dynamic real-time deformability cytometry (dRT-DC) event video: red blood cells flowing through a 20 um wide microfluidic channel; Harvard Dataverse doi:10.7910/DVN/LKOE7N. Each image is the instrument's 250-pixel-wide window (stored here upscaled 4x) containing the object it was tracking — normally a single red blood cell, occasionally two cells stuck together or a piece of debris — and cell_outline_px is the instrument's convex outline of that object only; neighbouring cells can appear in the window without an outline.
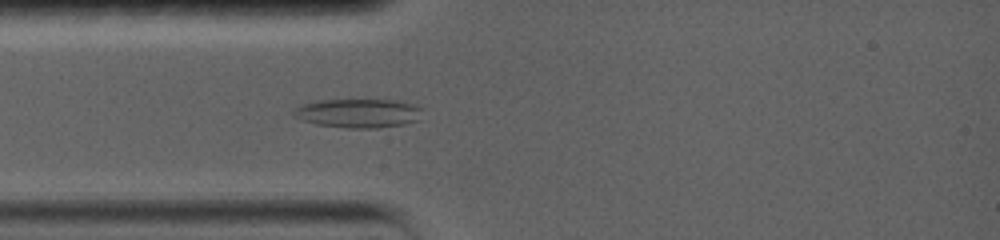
{"species": "common noctule bat (a hibernating species)", "species_latin": "Nyctalus noctula", "temperature_condition": "warm", "stored_images_in_passage": 69, "camera_frame_rate_fps": 5000, "um_per_image_px": 0.085, "animal": {"sex": "female", "body_mass_g": 19.0, "forearm_length_mm": 56.7}, "frame": {"image": 1, "passage_image": 14, "time_ms": 2.6, "image_size_px": [1000, 240], "cell_outline_px": [[420, 108], [416, 120], [404, 124], [380, 128], [348, 128], [316, 124], [292, 116], [292, 112], [296, 104], [316, 100], [396, 100], [412, 104]], "centroid_in_image_um": [30.33, 9.61], "position_along_channel_um": 54.7, "area_um2": 21.68}}
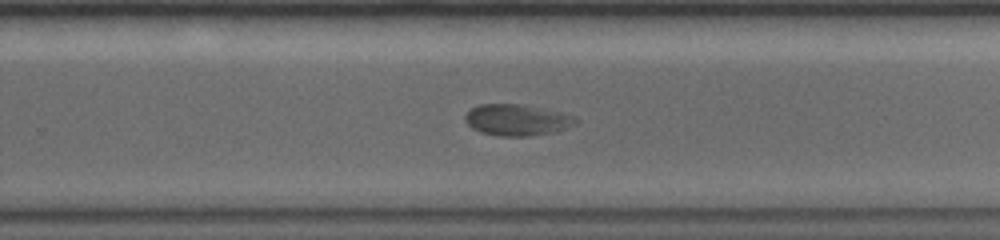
{"frame": {"image": 2, "passage_image": 39, "time_ms": 7.6, "image_size_px": [1000, 240], "cell_outline_px": [[580, 120], [576, 124], [556, 132], [528, 136], [496, 136], [480, 132], [472, 128], [464, 120], [464, 116], [472, 108], [480, 104], [520, 104], [560, 112], [576, 116]], "centroid_in_image_um": [43.96, 10.2], "position_along_channel_um": 285.8, "area_um2": 20.29}}
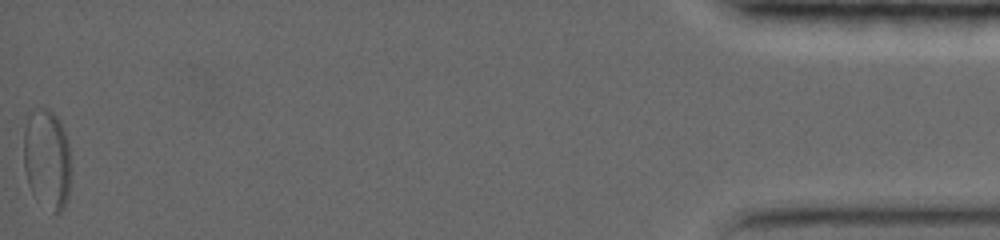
{"frame": {"image": 3, "passage_image": 69, "time_ms": 13.6, "image_size_px": [1000, 240], "cell_outline_px": [[72, 172], [68, 196], [64, 208], [60, 212], [52, 212], [32, 192], [28, 184], [24, 168], [24, 116], [28, 112], [44, 108], [52, 112], [60, 120], [68, 140]], "centroid_in_image_um": [4.01, 13.49], "position_along_channel_um": 431.2, "area_um2": 28.09}}